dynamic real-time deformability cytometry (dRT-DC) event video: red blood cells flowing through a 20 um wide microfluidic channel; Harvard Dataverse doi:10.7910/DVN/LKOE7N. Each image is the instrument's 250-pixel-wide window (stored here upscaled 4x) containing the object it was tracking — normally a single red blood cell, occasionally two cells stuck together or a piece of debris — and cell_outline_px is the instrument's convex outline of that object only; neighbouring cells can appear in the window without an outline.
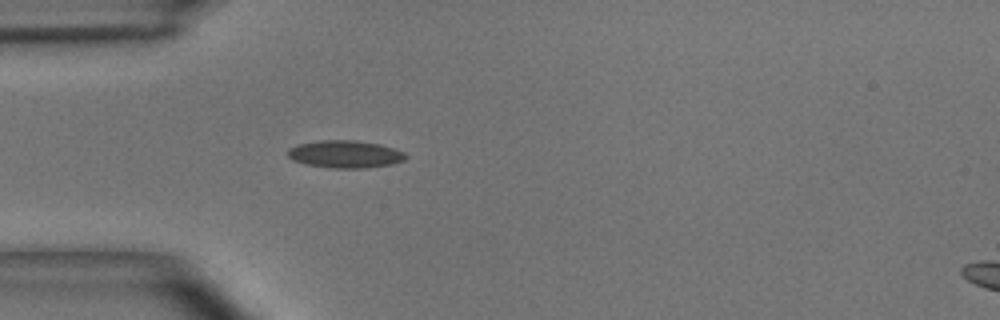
{"species": "common noctule bat (a hibernating species)", "species_latin": "Nyctalus noctula", "temperature_condition": "room temperature", "stored_images_in_passage": 36, "camera_frame_rate_fps": 3000, "um_per_image_px": 0.085, "animal": {"sex": "male", "body_mass_g": 15.6}, "frame": {"image": 1, "passage_image": 1, "time_ms": 0.0, "image_size_px": [1000, 320], "cell_outline_px": [[408, 156], [404, 160], [392, 164], [364, 168], [332, 168], [308, 164], [292, 160], [288, 156], [288, 148], [296, 144], [320, 140], [356, 140], [380, 144], [404, 152]], "centroid_in_image_um": [29.33, 13.09], "position_along_channel_um": 55.7, "area_um2": 18.9}}
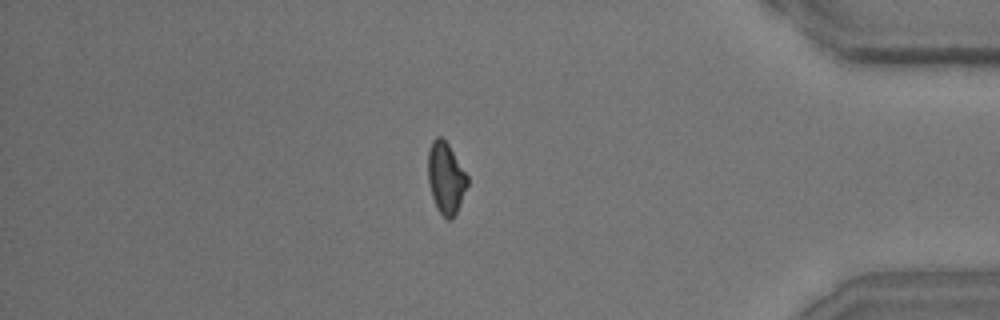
{"frame": {"image": 2, "passage_image": 29, "time_ms": 9.333, "image_size_px": [1000, 320], "cell_outline_px": [[468, 184], [456, 212], [452, 220], [448, 220], [436, 208], [432, 196], [428, 180], [428, 148], [432, 140], [436, 136], [440, 136], [448, 144], [468, 176]], "centroid_in_image_um": [37.88, 15.11], "position_along_channel_um": 397.3, "area_um2": 16.3}}
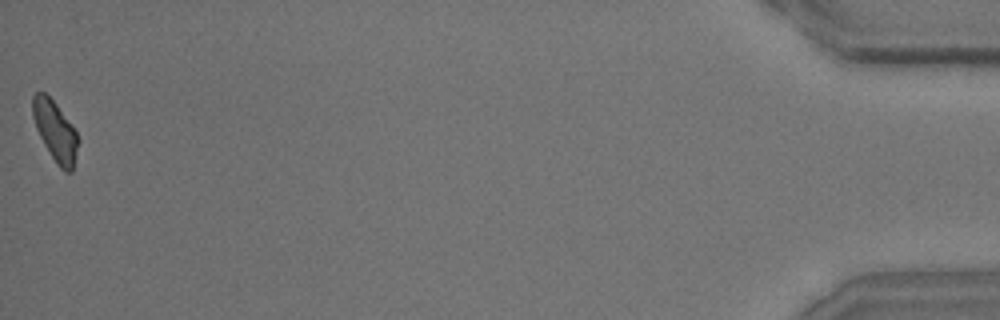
{"frame": {"image": 3, "passage_image": 36, "time_ms": 11.667, "image_size_px": [1000, 320], "cell_outline_px": [[80, 140], [72, 172], [64, 172], [56, 164], [44, 144], [36, 128], [32, 116], [32, 96], [36, 92], [44, 92], [56, 104], [76, 132]], "centroid_in_image_um": [4.69, 11.17], "position_along_channel_um": 430.5, "area_um2": 15.9}, "authors_computed_cell_mechanics": {"area_um2": 16.7331, "velocity_mm_per_s": 4.0674, "shape_relaxation_time_tau1_ms": 5.0196, "shape_relaxation_time_tau2_ms": 3.915, "deformation_change_tau1": 0.1283, "deformation_change_tau2": 0.1038}}